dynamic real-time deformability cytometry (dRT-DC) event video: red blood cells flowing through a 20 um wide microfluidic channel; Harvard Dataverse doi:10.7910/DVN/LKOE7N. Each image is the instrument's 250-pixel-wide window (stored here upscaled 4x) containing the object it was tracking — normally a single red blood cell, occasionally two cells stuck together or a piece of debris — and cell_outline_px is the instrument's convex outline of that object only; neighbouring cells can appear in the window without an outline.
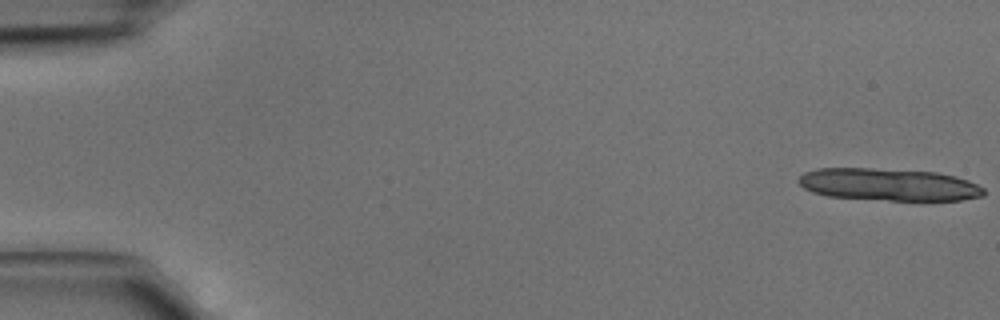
{"species": "common noctule bat (a hibernating species)", "species_latin": "Nyctalus noctula", "temperature_condition": "cold", "stored_images_in_passage": 12, "camera_frame_rate_fps": 3000, "um_per_image_px": 0.085, "animal": {"sex": "male", "body_mass_g": 15.6}, "frame": {"image": 1, "passage_image": 1, "time_ms": 0.0, "image_size_px": [1000, 320], "cell_outline_px": [[984, 196], [960, 200], [888, 200], [828, 196], [812, 192], [804, 188], [796, 180], [804, 172], [816, 168], [872, 168], [936, 172], [956, 176], [968, 180], [984, 188]], "centroid_in_image_um": [75.52, 15.68], "position_along_channel_um": 9.5, "area_um2": 34.91}}